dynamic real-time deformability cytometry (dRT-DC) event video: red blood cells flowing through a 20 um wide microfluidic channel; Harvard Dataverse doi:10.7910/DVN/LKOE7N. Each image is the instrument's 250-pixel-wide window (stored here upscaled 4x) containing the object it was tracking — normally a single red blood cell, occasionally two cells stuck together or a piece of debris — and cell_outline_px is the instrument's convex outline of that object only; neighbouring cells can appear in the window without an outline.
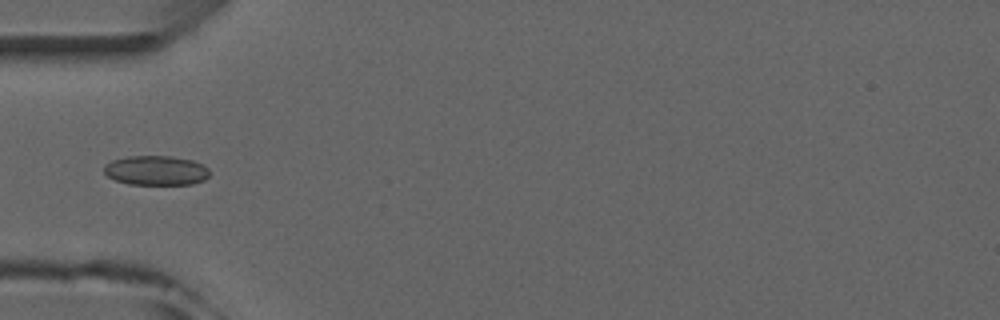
{"species": "common noctule bat (a hibernating species)", "species_latin": "Nyctalus noctula", "temperature_condition": "room temperature", "stored_images_in_passage": 5, "camera_frame_rate_fps": 3000, "um_per_image_px": 0.085, "animal": {"sex": "male", "forearm_length_mm": 52.5}, "frame": {"image": 1, "passage_image": 5, "time_ms": 4.333, "image_size_px": [1000, 320], "cell_outline_px": [[208, 176], [204, 180], [192, 184], [128, 184], [116, 180], [108, 176], [104, 172], [104, 164], [112, 160], [128, 156], [168, 156], [192, 160], [204, 164], [208, 168]], "centroid_in_image_um": [13.26, 14.48], "position_along_channel_um": 71.7, "area_um2": 18.15}}